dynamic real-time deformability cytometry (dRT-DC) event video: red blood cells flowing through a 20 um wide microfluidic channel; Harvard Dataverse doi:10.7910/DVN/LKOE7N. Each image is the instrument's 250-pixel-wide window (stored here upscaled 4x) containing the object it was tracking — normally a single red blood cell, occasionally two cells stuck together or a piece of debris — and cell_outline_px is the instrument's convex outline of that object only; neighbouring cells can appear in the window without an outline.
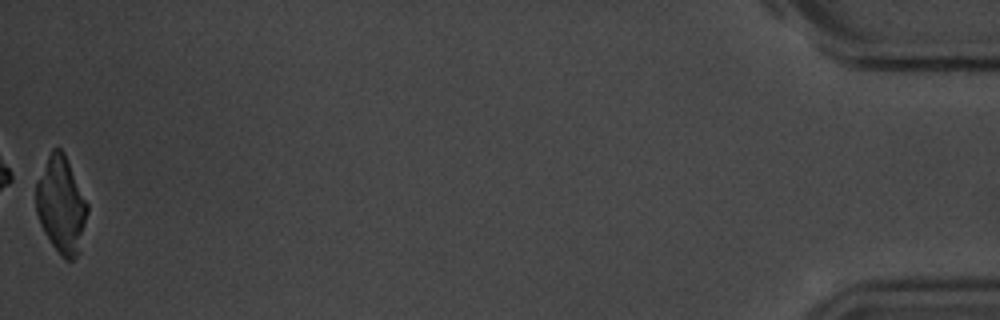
{"species": "common noctule bat (a hibernating species)", "species_latin": "Nyctalus noctula", "temperature_condition": "room temperature", "stored_images_in_passage": 55, "camera_frame_rate_fps": 3000, "um_per_image_px": 0.085, "animal": {"sex": "male", "body_mass_g": 20.1, "forearm_length_mm": 53.5}, "frame": {"image": 1, "passage_image": 55, "time_ms": 18.0, "image_size_px": [1000, 320], "cell_outline_px": [[88, 212], [80, 252], [72, 260], [64, 260], [60, 256], [44, 232], [40, 224], [36, 212], [36, 180], [52, 148], [60, 148], [64, 152], [88, 204]], "centroid_in_image_um": [5.2, 17.44], "position_along_channel_um": 430.0, "area_um2": 29.07}}